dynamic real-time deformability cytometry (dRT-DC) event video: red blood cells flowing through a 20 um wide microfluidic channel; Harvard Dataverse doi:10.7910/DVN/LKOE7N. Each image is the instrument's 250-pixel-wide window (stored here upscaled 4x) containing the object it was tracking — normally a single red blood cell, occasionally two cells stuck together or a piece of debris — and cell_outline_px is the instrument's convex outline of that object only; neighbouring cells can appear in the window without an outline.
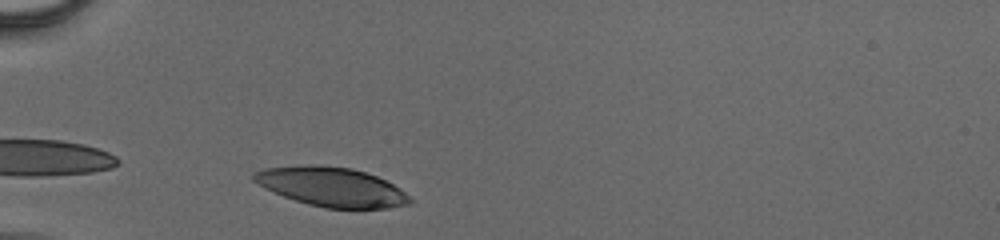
{"species": "human", "species_latin": "Homo sapiens", "temperature_condition": "cold", "stored_images_in_passage": 32, "camera_frame_rate_fps": 3000, "um_per_image_px": 0.085, "donor": {"sex": "male"}, "frame": {"image": 1, "passage_image": 3, "time_ms": 0.667, "image_size_px": [1000, 240], "cell_outline_px": [[412, 204], [388, 208], [324, 208], [308, 204], [284, 196], [264, 188], [252, 180], [252, 176], [256, 172], [264, 168], [304, 164], [308, 164], [352, 168], [376, 176], [392, 184], [404, 192], [412, 200]], "centroid_in_image_um": [28.16, 15.88], "position_along_channel_um": 56.8, "area_um2": 35.49}}
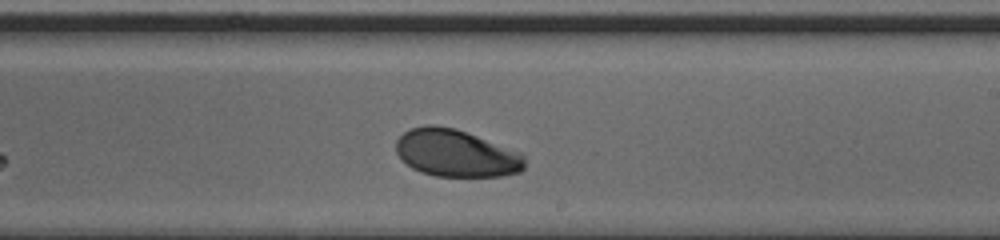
{"frame": {"image": 2, "passage_image": 20, "time_ms": 6.333, "image_size_px": [1000, 240], "cell_outline_px": [[524, 168], [520, 172], [504, 176], [436, 176], [420, 172], [412, 168], [396, 152], [396, 140], [404, 132], [412, 128], [424, 124], [436, 124], [456, 128], [520, 152], [524, 156]], "centroid_in_image_um": [38.76, 13.01], "position_along_channel_um": 250.2, "area_um2": 35.49}}
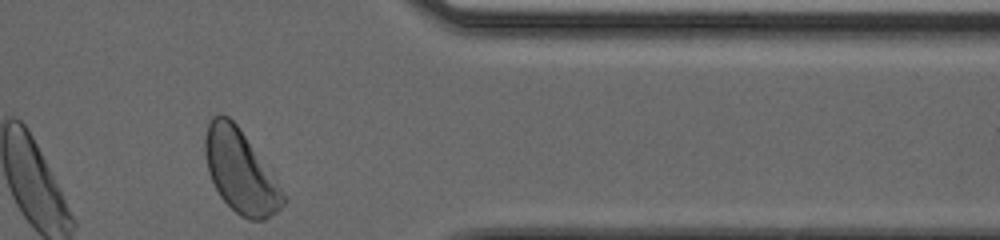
{"frame": {"image": 3, "passage_image": 32, "time_ms": 10.333, "image_size_px": [1000, 240], "cell_outline_px": [[284, 204], [276, 212], [264, 220], [248, 220], [240, 216], [220, 196], [208, 172], [204, 152], [204, 136], [208, 124], [212, 116], [220, 112], [228, 116], [236, 124], [272, 168], [284, 196]], "centroid_in_image_um": [20.44, 14.53], "position_along_channel_um": 391.0, "area_um2": 38.09}}